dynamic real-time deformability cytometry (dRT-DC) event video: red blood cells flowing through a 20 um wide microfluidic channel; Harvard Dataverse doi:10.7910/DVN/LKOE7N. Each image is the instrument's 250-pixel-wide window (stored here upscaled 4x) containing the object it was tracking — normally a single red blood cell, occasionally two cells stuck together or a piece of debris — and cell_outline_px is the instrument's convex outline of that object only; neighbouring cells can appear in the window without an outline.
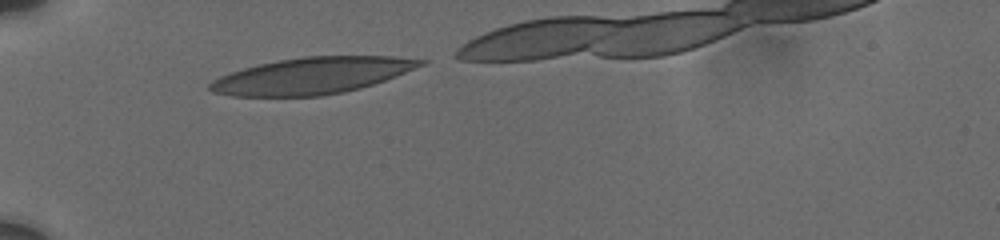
{"species": "human", "species_latin": "Homo sapiens", "temperature_condition": "cold", "stored_images_in_passage": 32, "camera_frame_rate_fps": 3000, "um_per_image_px": 0.085, "donor": {"sex": "male"}, "frame": {"image": 1, "passage_image": 1, "time_ms": 0.0, "image_size_px": [1000, 240], "cell_outline_px": [[428, 60], [424, 64], [384, 80], [360, 88], [344, 92], [320, 96], [232, 96], [212, 92], [208, 88], [208, 84], [212, 80], [220, 76], [244, 68], [260, 64], [280, 60], [304, 56], [392, 56]], "centroid_in_image_um": [26.48, 6.44], "position_along_channel_um": 58.5, "area_um2": 44.39}}
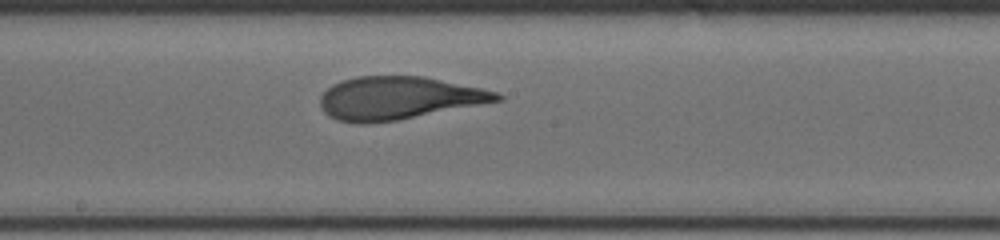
{"frame": {"image": 2, "passage_image": 17, "time_ms": 4.667, "image_size_px": [1000, 240], "cell_outline_px": [[504, 100], [396, 120], [368, 124], [364, 124], [336, 120], [328, 116], [320, 108], [320, 96], [332, 84], [340, 80], [356, 76], [424, 76], [480, 88], [496, 92], [504, 96]], "centroid_in_image_um": [33.83, 8.33], "position_along_channel_um": 214.4, "area_um2": 44.16}}
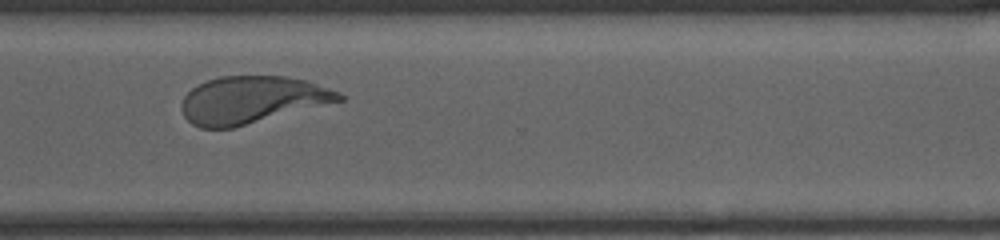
{"frame": {"image": 3, "passage_image": 31, "time_ms": 8.333, "image_size_px": [1000, 240], "cell_outline_px": [[344, 100], [232, 128], [200, 128], [192, 124], [184, 116], [180, 108], [180, 104], [184, 96], [192, 88], [208, 80], [220, 76], [284, 76], [308, 80], [340, 92], [344, 96]], "centroid_in_image_um": [21.41, 8.48], "position_along_channel_um": 349.2, "area_um2": 43.35}}